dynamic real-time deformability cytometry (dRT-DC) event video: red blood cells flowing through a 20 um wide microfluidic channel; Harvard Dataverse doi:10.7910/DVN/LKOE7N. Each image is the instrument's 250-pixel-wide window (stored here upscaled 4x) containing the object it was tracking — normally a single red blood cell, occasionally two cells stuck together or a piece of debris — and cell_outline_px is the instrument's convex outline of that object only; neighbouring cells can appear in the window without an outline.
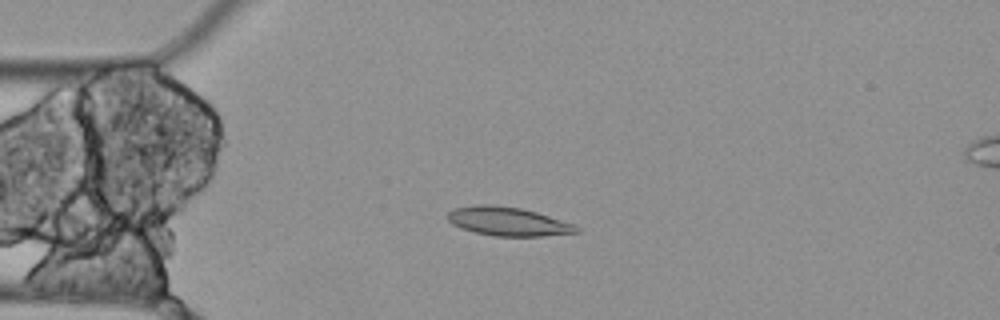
{"species": "Egyptian fruit bat (a non-hibernating species)", "species_latin": "Rousettus aegyptiacus", "temperature_condition": "cold", "stored_images_in_passage": 6, "camera_frame_rate_fps": 3000, "um_per_image_px": 0.085, "animal": {"sex": "female"}, "frame": {"image": 1, "passage_image": 4, "time_ms": 1.0, "image_size_px": [1000, 320], "cell_outline_px": [[580, 232], [540, 236], [496, 236], [476, 232], [452, 224], [448, 220], [448, 212], [456, 208], [480, 204], [492, 204], [520, 208], [536, 212], [572, 224], [580, 228]], "centroid_in_image_um": [43.18, 18.82], "position_along_channel_um": 41.8, "area_um2": 21.15}}